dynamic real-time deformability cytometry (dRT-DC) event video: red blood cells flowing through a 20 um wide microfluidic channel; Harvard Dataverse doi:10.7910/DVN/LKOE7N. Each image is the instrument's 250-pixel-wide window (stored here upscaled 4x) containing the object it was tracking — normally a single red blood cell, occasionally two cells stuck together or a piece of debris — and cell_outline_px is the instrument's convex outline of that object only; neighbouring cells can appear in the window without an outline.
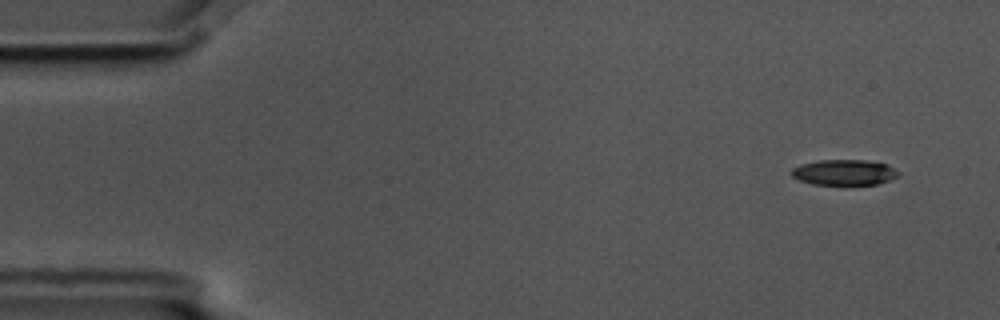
{"species": "common noctule bat (a hibernating species)", "species_latin": "Nyctalus noctula", "temperature_condition": "cold", "stored_images_in_passage": 8, "camera_frame_rate_fps": 3000, "um_per_image_px": 0.085, "animal": {"sex": "male", "body_mass_g": 17.5, "forearm_length_mm": 52.3}, "frame": {"image": 1, "passage_image": 2, "time_ms": 0.333, "image_size_px": [1000, 320], "cell_outline_px": [[900, 176], [876, 184], [844, 188], [812, 184], [800, 180], [792, 176], [792, 168], [800, 164], [820, 160], [864, 160], [888, 164], [900, 172]], "centroid_in_image_um": [71.78, 14.7], "position_along_channel_um": 13.2, "area_um2": 16.76}}
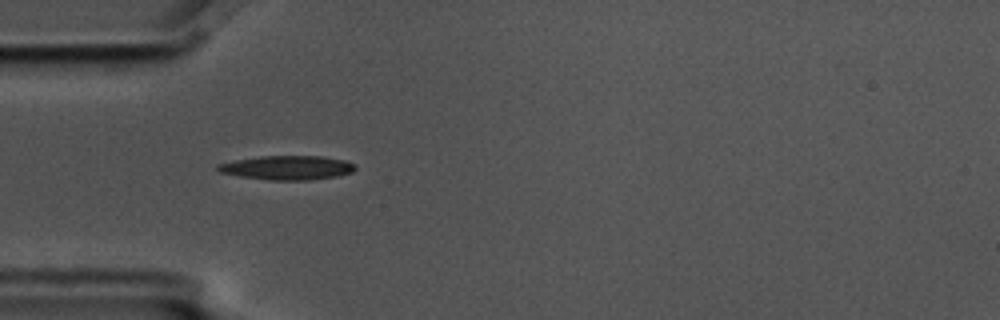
{"frame": {"image": 2, "passage_image": 5, "time_ms": 1.333, "image_size_px": [1000, 320], "cell_outline_px": [[356, 168], [352, 172], [336, 176], [308, 180], [268, 180], [240, 176], [220, 172], [216, 168], [216, 164], [236, 160], [260, 156], [324, 156], [344, 160], [356, 164]], "centroid_in_image_um": [24.43, 14.25], "position_along_channel_um": 60.6, "area_um2": 19.31}}